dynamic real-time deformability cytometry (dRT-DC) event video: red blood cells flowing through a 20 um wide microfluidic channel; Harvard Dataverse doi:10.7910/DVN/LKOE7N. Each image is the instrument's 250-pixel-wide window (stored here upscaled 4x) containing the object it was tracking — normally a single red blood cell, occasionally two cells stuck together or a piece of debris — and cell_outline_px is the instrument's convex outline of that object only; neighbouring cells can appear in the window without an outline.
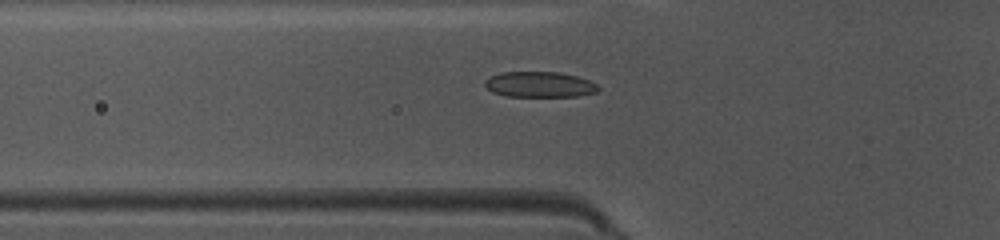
{"species": "common noctule bat (a hibernating species)", "species_latin": "Nyctalus noctula", "temperature_condition": "warm", "stored_images_in_passage": 44, "camera_frame_rate_fps": 3000, "um_per_image_px": 0.085, "animal": {"sex": "female", "body_mass_g": 10.0, "forearm_length_mm": 53.1}, "frame": {"image": 1, "passage_image": 14, "time_ms": 4.333, "image_size_px": [1000, 240], "cell_outline_px": [[600, 88], [596, 92], [576, 96], [508, 96], [492, 92], [484, 84], [484, 80], [500, 72], [560, 72], [576, 76], [588, 80], [596, 84]], "centroid_in_image_um": [45.85, 7.17], "position_along_channel_um": 79.9, "area_um2": 16.76}}
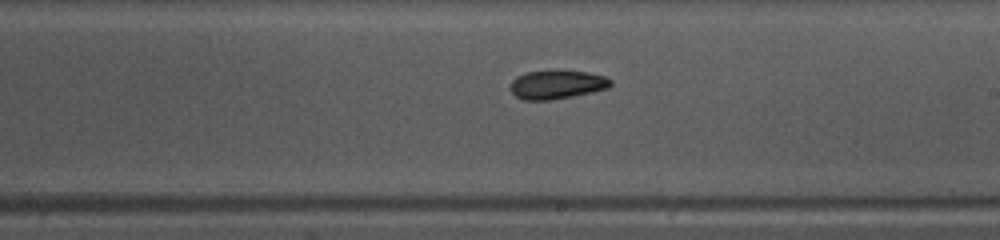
{"frame": {"image": 2, "passage_image": 26, "time_ms": 8.333, "image_size_px": [1000, 240], "cell_outline_px": [[612, 84], [608, 88], [592, 92], [552, 100], [524, 100], [516, 96], [512, 92], [512, 80], [516, 76], [524, 72], [548, 68], [588, 72], [604, 76], [612, 80]], "centroid_in_image_um": [47.33, 7.14], "position_along_channel_um": 241.7, "area_um2": 17.28}}
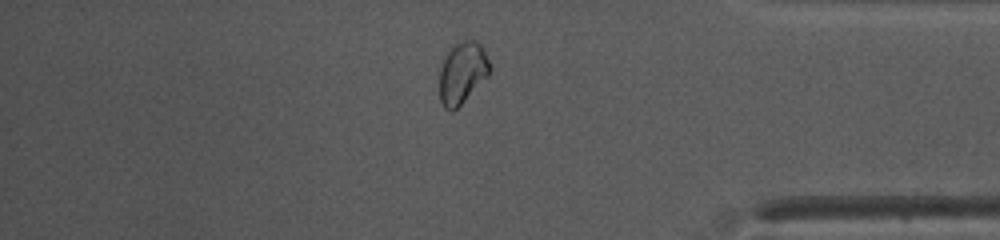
{"frame": {"image": 3, "passage_image": 39, "time_ms": 12.667, "image_size_px": [1000, 240], "cell_outline_px": [[492, 68], [488, 76], [452, 112], [444, 108], [440, 100], [440, 68], [444, 56], [452, 44], [464, 40], [472, 40], [480, 44]], "centroid_in_image_um": [39.28, 6.17], "position_along_channel_um": 395.9, "area_um2": 17.98}}